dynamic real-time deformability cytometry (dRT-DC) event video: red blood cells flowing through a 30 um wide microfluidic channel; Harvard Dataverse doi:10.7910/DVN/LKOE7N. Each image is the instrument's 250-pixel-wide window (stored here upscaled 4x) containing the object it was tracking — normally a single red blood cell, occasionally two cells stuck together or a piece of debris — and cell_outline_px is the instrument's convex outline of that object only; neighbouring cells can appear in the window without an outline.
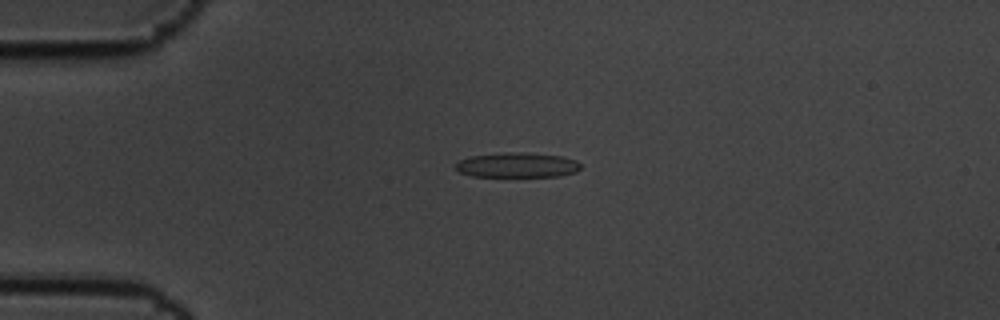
{"species": "common noctule bat (a hibernating species)", "species_latin": "Nyctalus noctula", "temperature_condition": "cold", "stored_images_in_passage": 6, "camera_frame_rate_fps": 3000, "um_per_image_px": 0.085, "animal": {"sex": "male", "body_mass_g": 19.5, "forearm_length_mm": 54.6}, "frame": {"image": 1, "passage_image": 4, "time_ms": 1.0, "image_size_px": [1000, 320], "cell_outline_px": [[580, 168], [576, 172], [560, 176], [472, 176], [460, 172], [456, 168], [456, 164], [460, 160], [468, 156], [508, 152], [520, 152], [560, 156], [576, 160], [580, 164]], "centroid_in_image_um": [43.96, 14.03], "position_along_channel_um": 41.0, "area_um2": 17.98}}
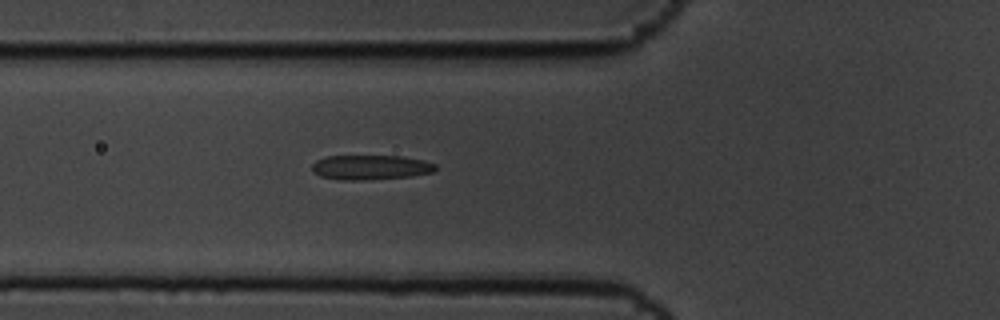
{"frame": {"image": 2, "passage_image": 6, "time_ms": 1.667, "image_size_px": [1000, 320], "cell_outline_px": [[436, 168], [432, 172], [412, 176], [360, 180], [336, 180], [320, 176], [312, 168], [312, 164], [316, 160], [324, 156], [400, 156], [424, 160], [436, 164]], "centroid_in_image_um": [31.48, 14.22], "position_along_channel_um": 94.3, "area_um2": 17.74}}